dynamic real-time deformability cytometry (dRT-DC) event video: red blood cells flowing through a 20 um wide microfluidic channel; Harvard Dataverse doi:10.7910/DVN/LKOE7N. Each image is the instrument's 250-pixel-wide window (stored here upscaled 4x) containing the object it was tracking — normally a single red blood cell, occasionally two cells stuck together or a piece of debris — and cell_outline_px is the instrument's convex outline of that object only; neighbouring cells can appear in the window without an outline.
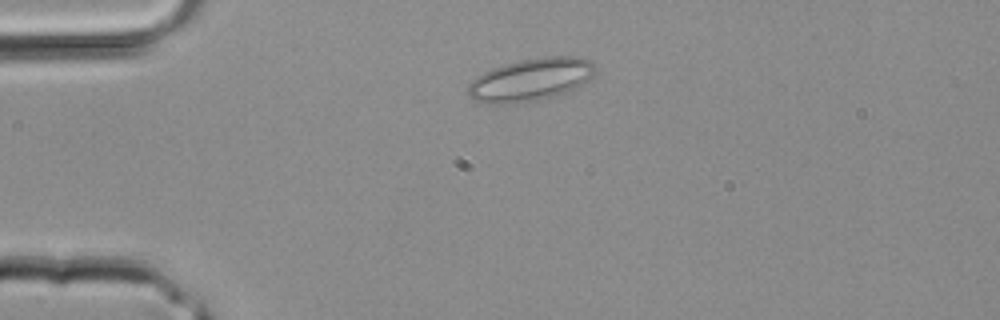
{"species": "common noctule bat (a hibernating species)", "species_latin": "Nyctalus noctula", "temperature_condition": "room temperature", "stored_images_in_passage": 2, "camera_frame_rate_fps": 3000, "um_per_image_px": 0.085, "animal": {"sex": "male", "body_mass_g": 20.4}, "frame": {"image": 1, "passage_image": 1, "time_ms": 0.0, "image_size_px": [1000, 320], "cell_outline_px": [[596, 68], [592, 76], [584, 84], [564, 92], [552, 96], [536, 100], [504, 104], [484, 104], [472, 100], [468, 92], [468, 84], [476, 76], [492, 68], [504, 64], [520, 60], [548, 56], [576, 56], [592, 60]], "centroid_in_image_um": [45.09, 6.76], "position_along_channel_um": 39.9, "area_um2": 31.67}}